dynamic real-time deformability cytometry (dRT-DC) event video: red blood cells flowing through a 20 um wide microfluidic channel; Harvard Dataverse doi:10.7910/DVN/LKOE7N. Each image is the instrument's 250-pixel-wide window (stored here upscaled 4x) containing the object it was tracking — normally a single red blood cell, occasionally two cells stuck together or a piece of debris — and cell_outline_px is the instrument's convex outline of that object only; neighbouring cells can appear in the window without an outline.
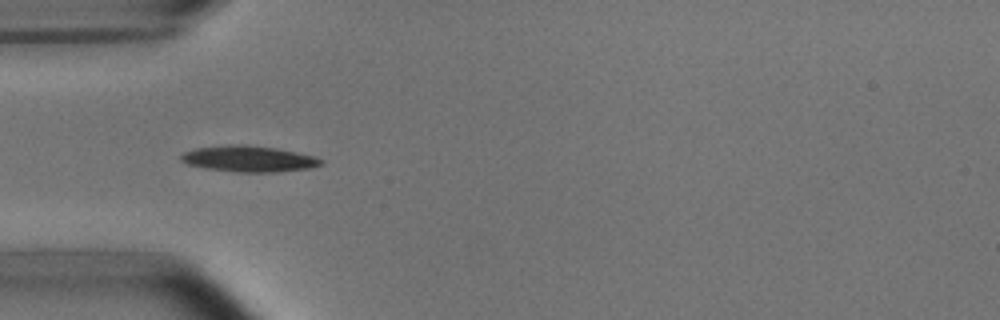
{"species": "common noctule bat (a hibernating species)", "species_latin": "Nyctalus noctula", "temperature_condition": "room temperature", "stored_images_in_passage": 39, "camera_frame_rate_fps": 3000, "um_per_image_px": 0.085, "animal": {"sex": "male", "body_mass_g": 15.6}, "frame": {"image": 1, "passage_image": 3, "time_ms": 0.667, "image_size_px": [1000, 320], "cell_outline_px": [[324, 164], [308, 168], [276, 172], [240, 172], [208, 168], [188, 164], [180, 160], [180, 156], [184, 152], [196, 148], [228, 144], [248, 144], [276, 148], [296, 152], [312, 156], [324, 160]], "centroid_in_image_um": [21.15, 13.48], "position_along_channel_um": 63.8, "area_um2": 21.15}}
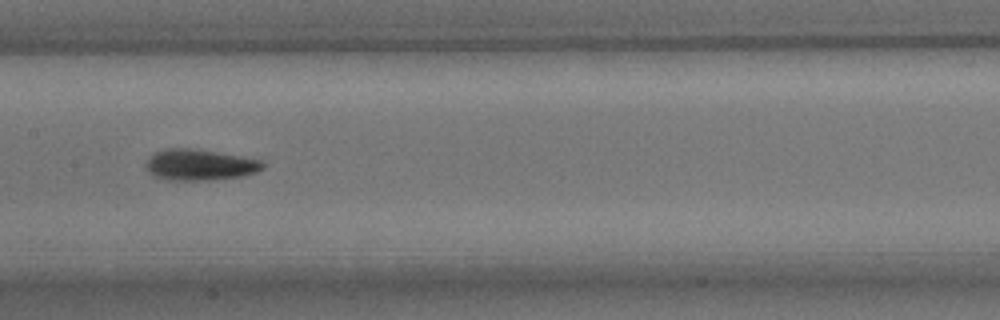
{"frame": {"image": 2, "passage_image": 13, "time_ms": 4.0, "image_size_px": [1000, 320], "cell_outline_px": [[264, 168], [256, 172], [240, 176], [208, 180], [168, 180], [152, 176], [144, 168], [144, 164], [156, 152], [164, 148], [192, 148], [240, 156], [260, 160], [264, 164]], "centroid_in_image_um": [16.92, 14.01], "position_along_channel_um": 190.5, "area_um2": 21.1}}
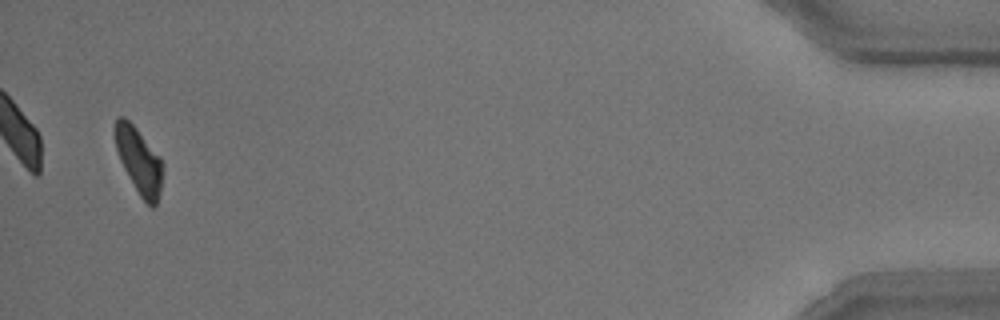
{"frame": {"image": 3, "passage_image": 38, "time_ms": 12.333, "image_size_px": [1000, 320], "cell_outline_px": [[164, 168], [160, 192], [156, 204], [152, 208], [140, 196], [124, 168], [120, 160], [116, 148], [116, 120], [120, 116], [124, 116], [136, 128], [160, 156], [164, 164]], "centroid_in_image_um": [11.86, 13.68], "position_along_channel_um": 423.3, "area_um2": 18.03}, "authors_computed_cell_mechanics": {"area_um2": 19.5942, "velocity_mm_per_s": 3.7958, "shape_relaxation_time_tau1_ms": 2.4176, "shape_relaxation_time_tau2_ms": 3.1893, "deformation_change_tau1": 0.1284, "deformation_change_tau2": 0.0894}}